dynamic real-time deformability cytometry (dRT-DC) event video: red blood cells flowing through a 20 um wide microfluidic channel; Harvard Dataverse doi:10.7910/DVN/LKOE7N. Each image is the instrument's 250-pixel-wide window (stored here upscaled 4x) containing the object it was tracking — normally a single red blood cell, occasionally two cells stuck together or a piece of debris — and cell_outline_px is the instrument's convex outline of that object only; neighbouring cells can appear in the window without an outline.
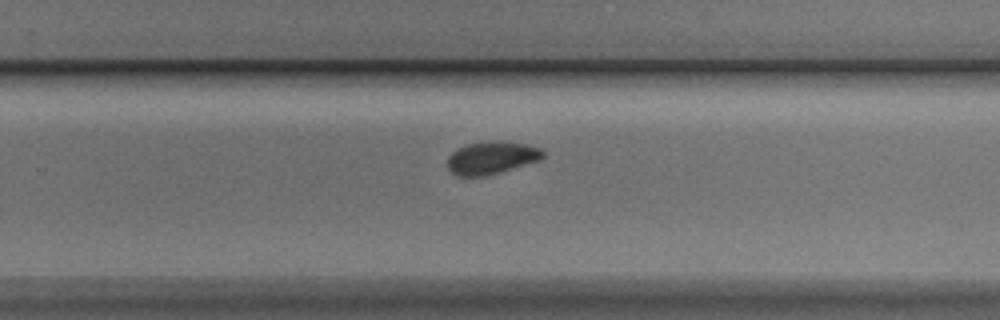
{"species": "Egyptian fruit bat (a non-hibernating species)", "species_latin": "Rousettus aegyptiacus", "temperature_condition": "cold", "stored_images_in_passage": 10, "camera_frame_rate_fps": 3000, "um_per_image_px": 0.085, "animal": {"sex": "male"}, "frame": {"image": 1, "passage_image": 10, "time_ms": 11.667, "image_size_px": [1000, 320], "cell_outline_px": [[544, 156], [540, 160], [484, 176], [456, 176], [448, 168], [448, 156], [456, 148], [468, 144], [492, 140], [524, 144], [540, 148], [544, 152]], "centroid_in_image_um": [41.75, 13.4], "position_along_channel_um": 288.0, "area_um2": 17.98}}